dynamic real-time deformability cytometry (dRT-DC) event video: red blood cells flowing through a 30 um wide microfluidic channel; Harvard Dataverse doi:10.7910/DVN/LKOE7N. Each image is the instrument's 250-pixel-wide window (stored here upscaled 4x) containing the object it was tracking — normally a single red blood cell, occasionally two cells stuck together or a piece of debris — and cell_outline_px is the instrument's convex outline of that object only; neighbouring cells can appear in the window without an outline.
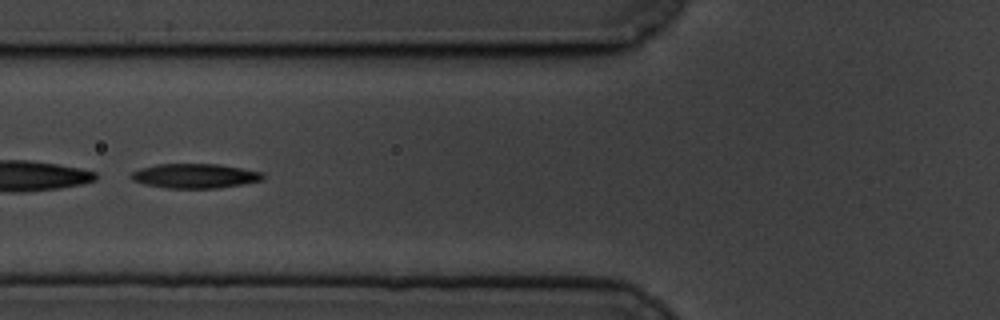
{"species": "common noctule bat (a hibernating species)", "species_latin": "Nyctalus noctula", "temperature_condition": "cold", "stored_images_in_passage": 47, "camera_frame_rate_fps": 3000, "um_per_image_px": 0.085, "animal": {"sex": "male", "body_mass_g": 19.5, "forearm_length_mm": 54.6}, "frame": {"image": 1, "passage_image": 15, "time_ms": 4.667, "image_size_px": [1000, 320], "cell_outline_px": [[264, 180], [244, 184], [216, 188], [168, 188], [144, 184], [132, 180], [128, 176], [132, 172], [140, 168], [156, 164], [220, 164], [264, 172]], "centroid_in_image_um": [16.58, 14.95], "position_along_channel_um": 109.2, "area_um2": 19.02}}
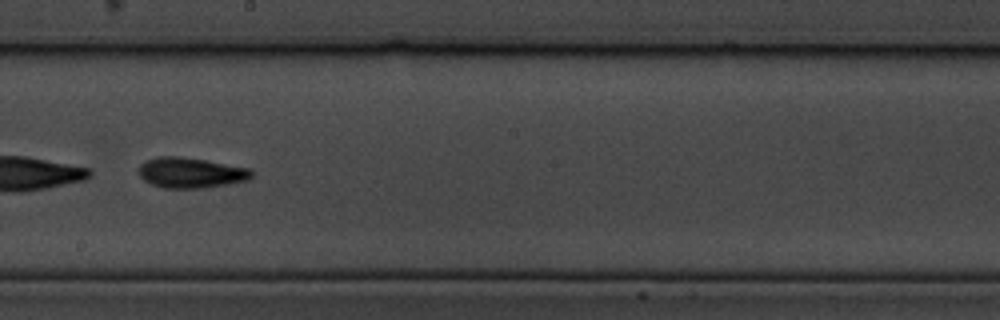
{"frame": {"image": 2, "passage_image": 26, "time_ms": 8.333, "image_size_px": [1000, 320], "cell_outline_px": [[252, 176], [248, 180], [228, 184], [204, 188], [164, 188], [152, 184], [144, 180], [140, 176], [140, 164], [148, 160], [160, 156], [180, 156], [204, 160], [248, 168], [252, 172]], "centroid_in_image_um": [16.21, 14.69], "position_along_channel_um": 232.0, "area_um2": 19.77}}
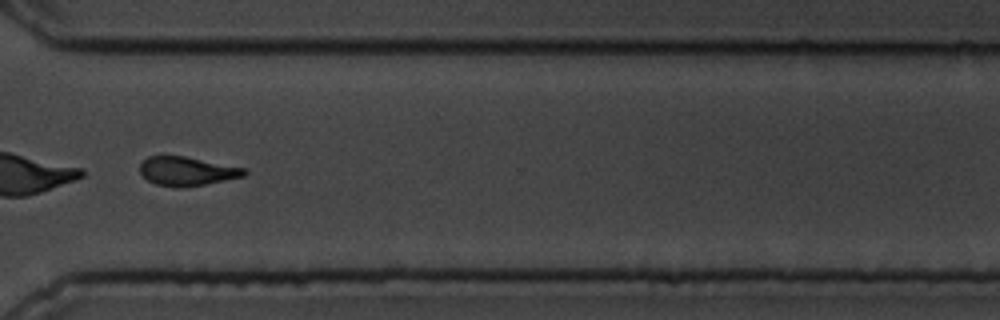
{"frame": {"image": 3, "passage_image": 37, "time_ms": 12.0, "image_size_px": [1000, 320], "cell_outline_px": [[248, 172], [244, 176], [184, 188], [176, 188], [156, 184], [148, 180], [140, 172], [140, 164], [148, 156], [184, 156], [248, 168]], "centroid_in_image_um": [15.92, 14.55], "position_along_channel_um": 354.7, "area_um2": 17.63}, "authors_computed_cell_mechanics": {"area_um2": 19.363, "velocity_mm_per_s": 3.3465, "shape_relaxation_time_tau1_ms": 2.8263, "shape_relaxation_time_tau2_ms": 8.0489, "deformation_change_tau1": 0.1273, "deformation_change_tau2": 0.1592}}